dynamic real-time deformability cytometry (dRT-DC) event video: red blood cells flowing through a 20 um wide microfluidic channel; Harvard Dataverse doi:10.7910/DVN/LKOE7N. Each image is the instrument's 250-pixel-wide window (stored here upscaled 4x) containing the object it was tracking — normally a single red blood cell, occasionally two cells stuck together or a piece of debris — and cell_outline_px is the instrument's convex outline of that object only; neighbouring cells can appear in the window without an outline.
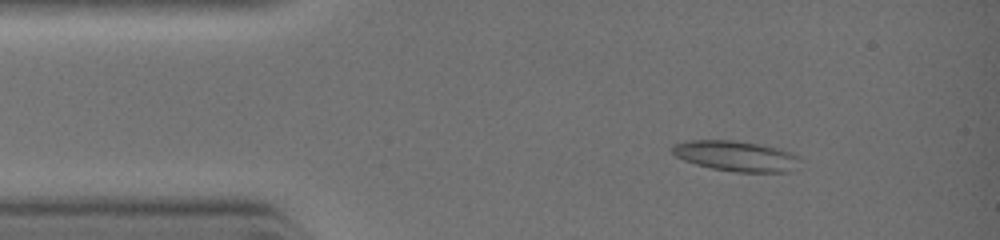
{"species": "common noctule bat (a hibernating species)", "species_latin": "Nyctalus noctula", "temperature_condition": "warm", "stored_images_in_passage": 15, "camera_frame_rate_fps": 3000, "um_per_image_px": 0.085, "animal": {"sex": "female", "body_mass_g": 19.0, "forearm_length_mm": 51.5}, "frame": {"image": 1, "passage_image": 7, "time_ms": 1.333, "image_size_px": [1000, 240], "cell_outline_px": [[796, 156], [788, 172], [736, 172], [712, 168], [696, 164], [684, 160], [676, 156], [672, 152], [672, 148], [676, 144], [692, 140], [728, 140], [752, 144], [772, 148]], "centroid_in_image_um": [62.39, 13.27], "position_along_channel_um": 22.6, "area_um2": 21.27}}
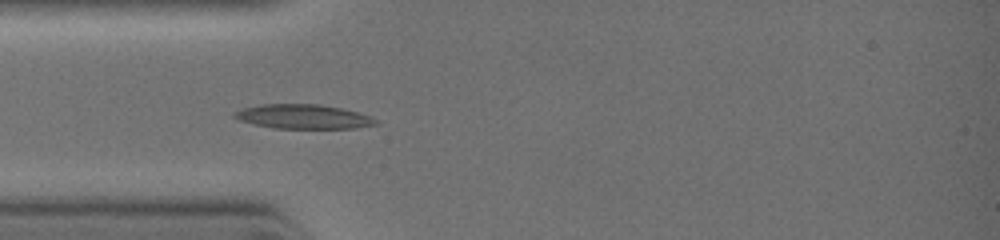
{"frame": {"image": 2, "passage_image": 13, "time_ms": 3.0, "image_size_px": [1000, 240], "cell_outline_px": [[376, 124], [352, 128], [276, 128], [256, 124], [240, 120], [232, 116], [232, 112], [244, 108], [260, 104], [316, 104], [340, 108], [356, 112], [368, 116], [376, 120]], "centroid_in_image_um": [25.71, 9.9], "position_along_channel_um": 59.3, "area_um2": 19.59}}